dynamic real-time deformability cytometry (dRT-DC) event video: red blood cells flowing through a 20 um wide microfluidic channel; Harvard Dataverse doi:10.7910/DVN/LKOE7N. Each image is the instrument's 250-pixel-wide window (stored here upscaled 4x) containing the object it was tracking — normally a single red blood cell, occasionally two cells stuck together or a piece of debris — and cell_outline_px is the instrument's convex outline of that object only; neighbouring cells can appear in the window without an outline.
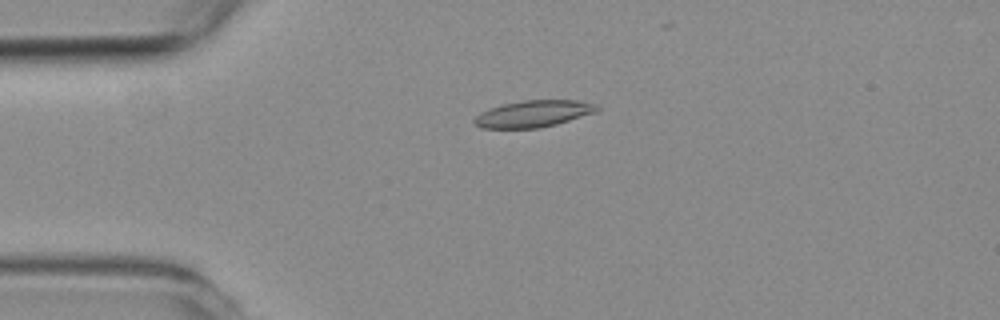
{"species": "common noctule bat (a hibernating species)", "species_latin": "Nyctalus noctula", "temperature_condition": "room temperature", "stored_images_in_passage": 5, "camera_frame_rate_fps": 3000, "um_per_image_px": 0.085, "animal": {"sex": "female", "body_mass_g": 19.3, "forearm_length_mm": 54.1}, "frame": {"image": 1, "passage_image": 3, "time_ms": 2.333, "image_size_px": [1000, 320], "cell_outline_px": [[600, 108], [596, 112], [556, 124], [540, 128], [480, 128], [472, 120], [480, 112], [504, 104], [524, 100], [576, 100], [596, 104]], "centroid_in_image_um": [45.35, 9.67], "position_along_channel_um": 39.7, "area_um2": 18.96}}
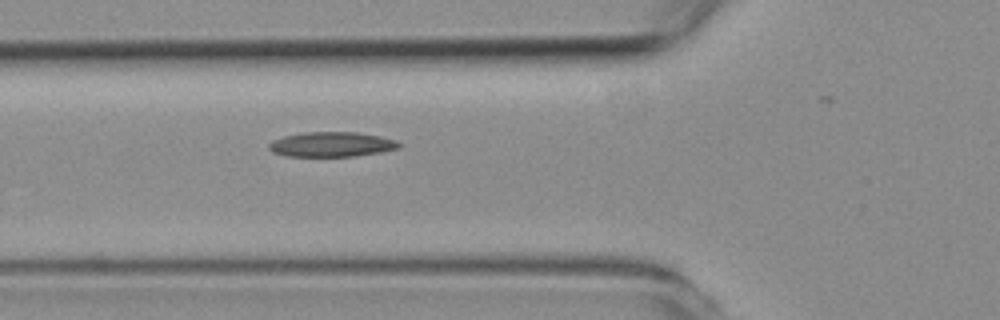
{"frame": {"image": 2, "passage_image": 5, "time_ms": 4.667, "image_size_px": [1000, 320], "cell_outline_px": [[404, 144], [400, 148], [380, 152], [356, 156], [284, 156], [272, 152], [268, 148], [268, 144], [272, 140], [284, 136], [304, 132], [356, 132], [380, 136], [396, 140]], "centroid_in_image_um": [28.2, 12.27], "position_along_channel_um": 97.6, "area_um2": 19.02}}